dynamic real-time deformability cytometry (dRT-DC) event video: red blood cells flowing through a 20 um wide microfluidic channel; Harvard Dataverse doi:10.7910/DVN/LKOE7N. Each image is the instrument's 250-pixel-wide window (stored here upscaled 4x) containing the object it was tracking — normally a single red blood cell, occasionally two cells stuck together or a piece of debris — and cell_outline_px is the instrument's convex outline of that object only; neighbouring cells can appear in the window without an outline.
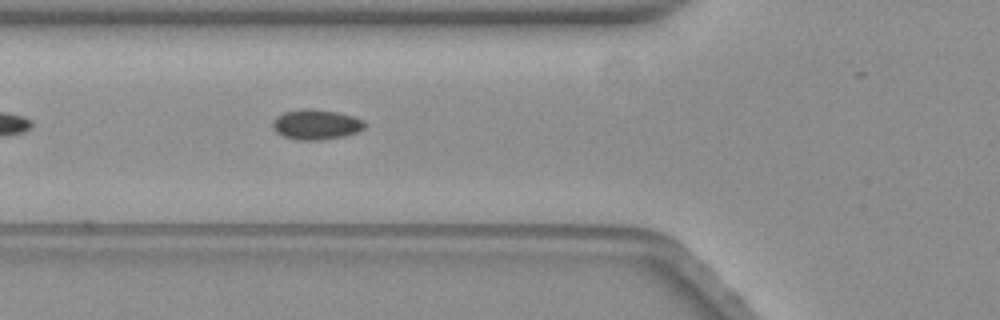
{"species": "common noctule bat (a hibernating species)", "species_latin": "Nyctalus noctula", "temperature_condition": "warm", "stored_images_in_passage": 44, "camera_frame_rate_fps": 3000, "um_per_image_px": 0.085, "animal": {"sex": "female", "body_mass_g": 19.3, "forearm_length_mm": 54.1}, "frame": {"image": 1, "passage_image": 7, "time_ms": 2.0, "image_size_px": [1000, 320], "cell_outline_px": [[364, 128], [356, 132], [344, 136], [324, 140], [296, 140], [284, 136], [276, 132], [272, 128], [272, 120], [276, 116], [284, 112], [308, 108], [336, 112], [352, 116], [364, 120]], "centroid_in_image_um": [26.83, 10.59], "position_along_channel_um": 99.0, "area_um2": 16.13}}
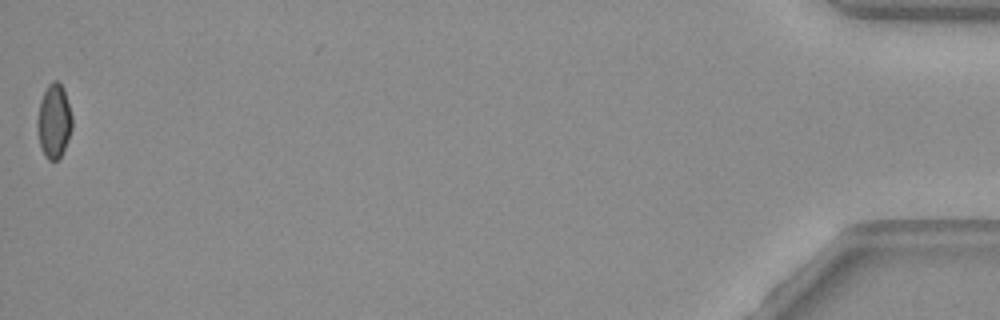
{"frame": {"image": 2, "passage_image": 44, "time_ms": 14.333, "image_size_px": [1000, 320], "cell_outline_px": [[72, 128], [64, 148], [60, 156], [56, 160], [48, 160], [44, 156], [40, 144], [36, 124], [36, 120], [40, 100], [48, 84], [52, 80], [56, 80], [64, 88], [72, 116]], "centroid_in_image_um": [4.57, 10.27], "position_along_channel_um": 430.6, "area_um2": 15.03}, "authors_computed_cell_mechanics": {"area_um2": 15.6638, "velocity_mm_per_s": 3.5313, "shape_relaxation_time_tau1_ms": 11.2898, "shape_relaxation_time_tau2_ms": 3.4517, "deformation_change_tau1": 0.1349, "deformation_change_tau2": 0.0466}}